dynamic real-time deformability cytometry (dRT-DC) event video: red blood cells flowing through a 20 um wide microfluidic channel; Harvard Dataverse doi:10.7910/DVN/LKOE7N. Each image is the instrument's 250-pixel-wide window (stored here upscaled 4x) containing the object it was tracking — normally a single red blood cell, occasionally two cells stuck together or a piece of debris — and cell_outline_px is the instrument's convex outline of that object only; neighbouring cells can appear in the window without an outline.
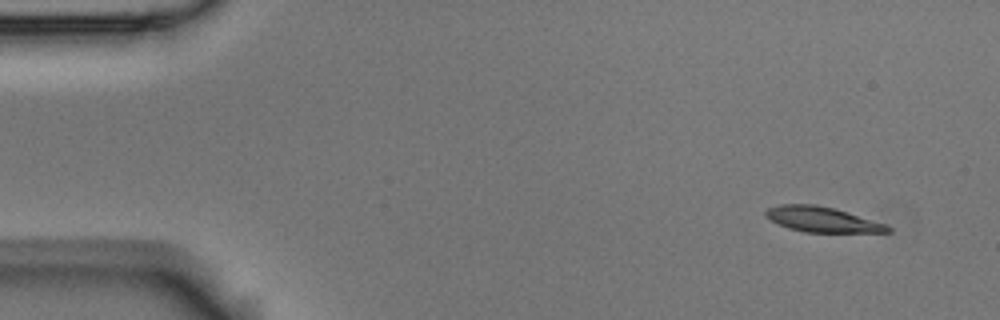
{"species": "Egyptian fruit bat (a non-hibernating species)", "species_latin": "Rousettus aegyptiacus", "temperature_condition": "room temperature", "stored_images_in_passage": 5, "camera_frame_rate_fps": 3000, "um_per_image_px": 0.085, "animal": {"sex": "male"}, "frame": {"image": 1, "passage_image": 1, "time_ms": 0.0, "image_size_px": [1000, 320], "cell_outline_px": [[892, 232], [804, 232], [788, 228], [764, 216], [764, 212], [768, 208], [780, 204], [816, 204], [836, 208], [888, 224], [892, 228]], "centroid_in_image_um": [69.93, 18.64], "position_along_channel_um": 15.1, "area_um2": 18.15}}
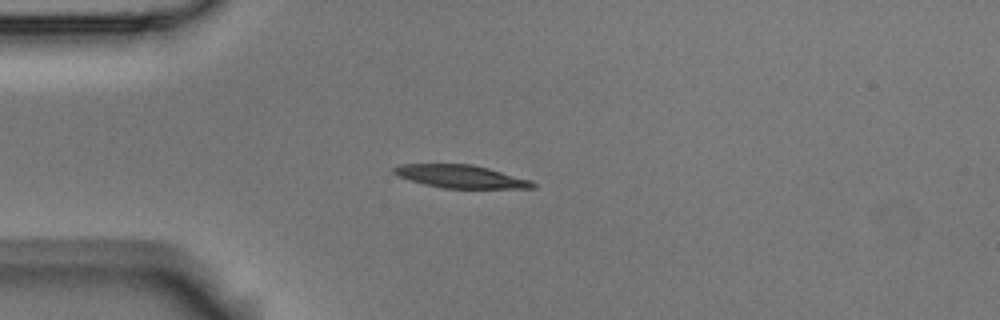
{"frame": {"image": 2, "passage_image": 4, "time_ms": 1.0, "image_size_px": [1000, 320], "cell_outline_px": [[536, 188], [444, 188], [424, 184], [400, 176], [392, 172], [392, 168], [400, 164], [472, 164], [488, 168], [532, 180], [536, 184]], "centroid_in_image_um": [39.19, 15.0], "position_along_channel_um": 45.8, "area_um2": 18.44}}
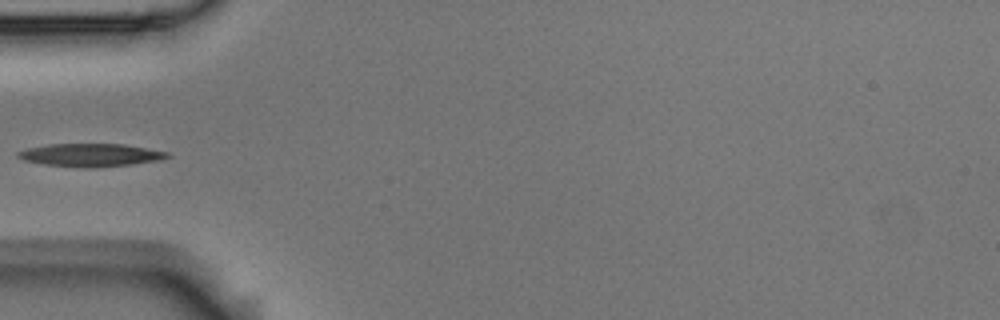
{"frame": {"image": 3, "passage_image": 5, "time_ms": 1.333, "image_size_px": [1000, 320], "cell_outline_px": [[172, 156], [160, 160], [128, 164], [88, 168], [84, 168], [44, 164], [24, 160], [16, 156], [16, 152], [28, 148], [48, 144], [124, 144], [168, 152]], "centroid_in_image_um": [7.68, 13.17], "position_along_channel_um": 77.3, "area_um2": 19.83}}